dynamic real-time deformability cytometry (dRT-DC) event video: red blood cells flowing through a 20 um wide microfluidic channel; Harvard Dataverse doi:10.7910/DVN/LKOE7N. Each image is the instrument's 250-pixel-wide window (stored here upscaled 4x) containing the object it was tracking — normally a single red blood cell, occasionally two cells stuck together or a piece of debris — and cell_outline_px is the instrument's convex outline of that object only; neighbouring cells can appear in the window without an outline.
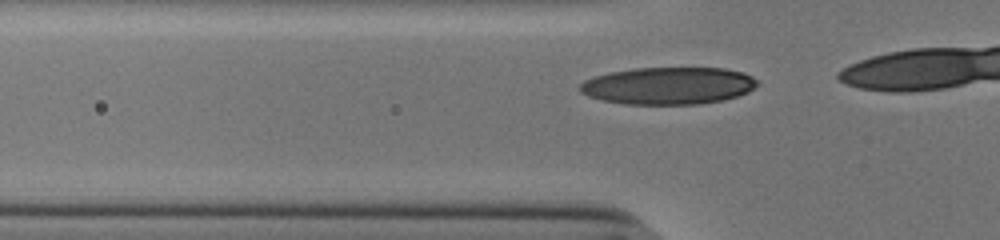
{"species": "human", "species_latin": "Homo sapiens", "temperature_condition": "cold", "stored_images_in_passage": 14, "camera_frame_rate_fps": 3000, "um_per_image_px": 0.085, "donor": {"sex": "male"}, "frame": {"image": 1, "passage_image": 8, "time_ms": 2.333, "image_size_px": [1000, 240], "cell_outline_px": [[760, 84], [748, 92], [736, 96], [720, 100], [700, 104], [624, 104], [600, 100], [588, 96], [580, 92], [580, 84], [584, 80], [608, 72], [636, 68], [724, 68], [744, 72], [752, 76]], "centroid_in_image_um": [56.8, 7.28], "position_along_channel_um": 69.0, "area_um2": 38.61}}
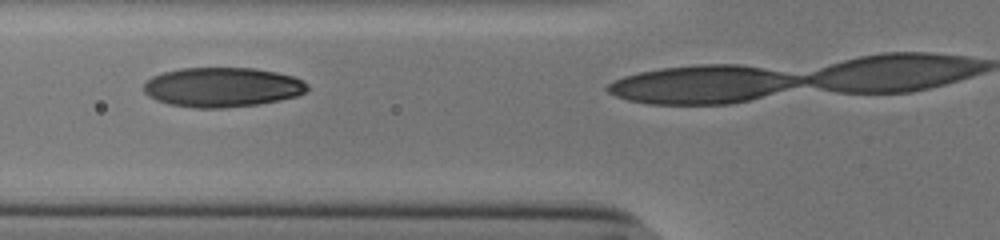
{"frame": {"image": 2, "passage_image": 11, "time_ms": 3.333, "image_size_px": [1000, 240], "cell_outline_px": [[308, 92], [296, 96], [280, 100], [256, 104], [224, 108], [196, 108], [168, 104], [156, 100], [148, 96], [144, 92], [144, 84], [152, 76], [164, 72], [180, 68], [252, 68], [276, 72], [292, 76], [304, 80], [308, 84]], "centroid_in_image_um": [18.9, 7.41], "position_along_channel_um": 106.9, "area_um2": 37.86}}